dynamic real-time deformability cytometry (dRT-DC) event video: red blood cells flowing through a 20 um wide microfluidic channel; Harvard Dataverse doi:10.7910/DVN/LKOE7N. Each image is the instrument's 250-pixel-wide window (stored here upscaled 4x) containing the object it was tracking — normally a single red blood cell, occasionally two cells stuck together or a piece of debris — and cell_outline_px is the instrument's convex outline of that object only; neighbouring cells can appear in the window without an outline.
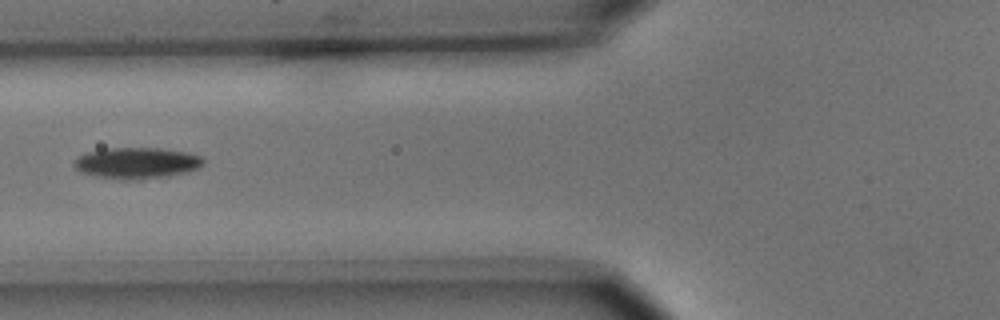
{"species": "common noctule bat (a hibernating species)", "species_latin": "Nyctalus noctula", "temperature_condition": "cold", "stored_images_in_passage": 4, "camera_frame_rate_fps": 3000, "um_per_image_px": 0.085, "animal": {"sex": "male", "body_mass_g": 15.6}, "frame": {"image": 1, "passage_image": 4, "time_ms": 3.333, "image_size_px": [1000, 320], "cell_outline_px": [[204, 164], [200, 168], [168, 176], [140, 180], [120, 180], [92, 176], [80, 172], [72, 164], [76, 156], [88, 152], [108, 148], [160, 148], [188, 152], [200, 156], [204, 160]], "centroid_in_image_um": [11.59, 13.87], "position_along_channel_um": 114.2, "area_um2": 23.87}}